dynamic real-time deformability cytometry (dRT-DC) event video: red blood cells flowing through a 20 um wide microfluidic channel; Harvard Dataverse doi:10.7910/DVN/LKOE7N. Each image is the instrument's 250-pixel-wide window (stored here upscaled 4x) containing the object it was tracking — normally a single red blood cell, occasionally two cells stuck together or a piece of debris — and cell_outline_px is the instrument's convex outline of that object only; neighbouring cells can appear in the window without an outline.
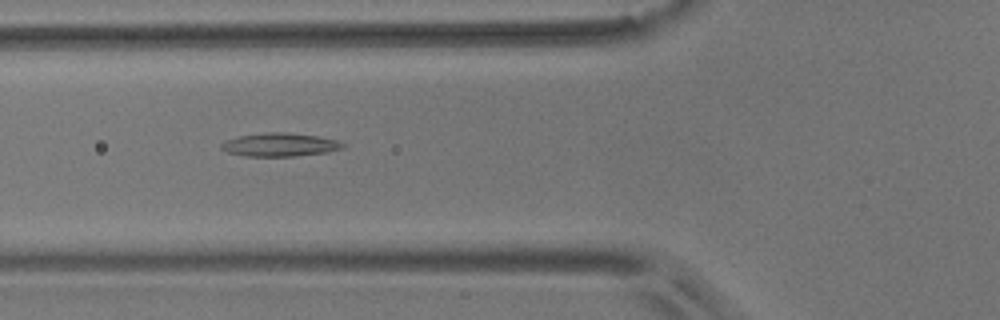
{"species": "common noctule bat (a hibernating species)", "species_latin": "Nyctalus noctula", "temperature_condition": "room temperature", "stored_images_in_passage": 38, "camera_frame_rate_fps": 3000, "um_per_image_px": 0.085, "animal": {"sex": "male", "body_mass_g": 17.9}, "frame": {"image": 1, "passage_image": 4, "time_ms": 1.0, "image_size_px": [1000, 320], "cell_outline_px": [[348, 144], [344, 148], [328, 152], [296, 156], [244, 156], [228, 152], [220, 148], [220, 144], [228, 140], [240, 136], [264, 132], [284, 132], [316, 136], [336, 140]], "centroid_in_image_um": [23.82, 12.3], "position_along_channel_um": 102.0, "area_um2": 16.53}}
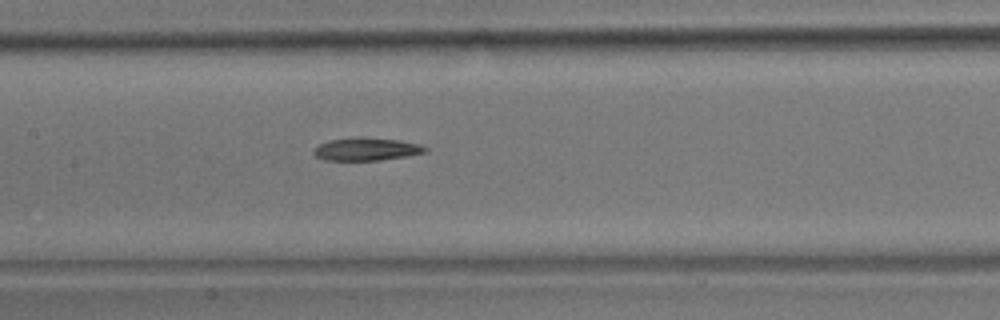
{"frame": {"image": 2, "passage_image": 10, "time_ms": 3.0, "image_size_px": [1000, 320], "cell_outline_px": [[428, 152], [408, 156], [380, 160], [324, 160], [316, 156], [312, 152], [320, 144], [328, 140], [360, 136], [364, 136], [400, 140], [420, 144], [428, 148]], "centroid_in_image_um": [31.19, 12.66], "position_along_channel_um": 176.2, "area_um2": 15.09}}
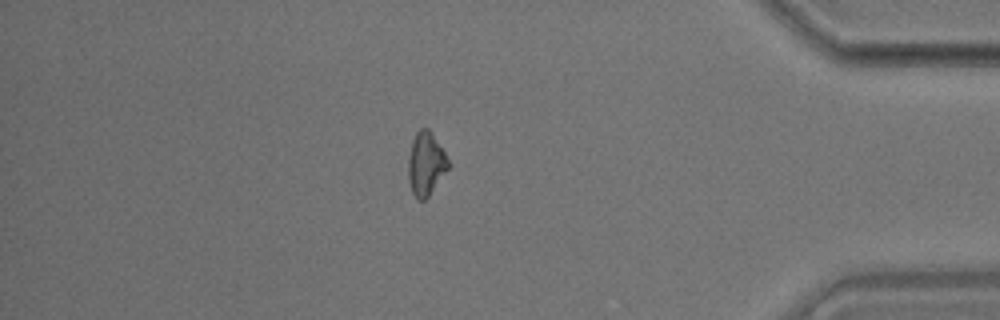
{"frame": {"image": 3, "passage_image": 31, "time_ms": 10.0, "image_size_px": [1000, 320], "cell_outline_px": [[448, 168], [428, 196], [424, 200], [416, 200], [412, 192], [408, 180], [408, 160], [412, 140], [416, 132], [420, 128], [428, 128], [444, 152], [448, 160]], "centroid_in_image_um": [36.16, 13.93], "position_along_channel_um": 399.0, "area_um2": 14.51}, "authors_computed_cell_mechanics": {"area_um2": 14.9702, "velocity_mm_per_s": 3.6926, "shape_relaxation_time_tau1_ms": null, "shape_relaxation_time_tau2_ms": 8.3215, "deformation_change_tau1": null, "deformation_change_tau2": 0.1502}}